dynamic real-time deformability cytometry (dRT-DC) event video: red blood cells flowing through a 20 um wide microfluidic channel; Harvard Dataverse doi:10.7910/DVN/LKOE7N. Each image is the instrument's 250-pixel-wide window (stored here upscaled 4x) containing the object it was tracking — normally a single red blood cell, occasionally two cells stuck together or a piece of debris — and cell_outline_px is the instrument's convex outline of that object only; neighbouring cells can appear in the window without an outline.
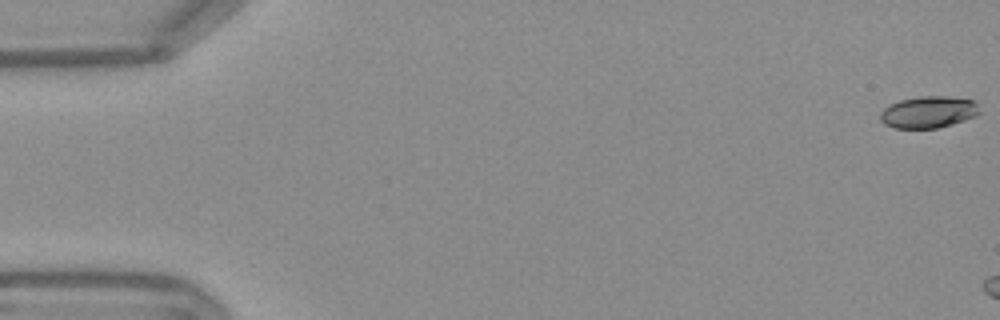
{"species": "Egyptian fruit bat (a non-hibernating species)", "species_latin": "Rousettus aegyptiacus", "temperature_condition": "warm", "stored_images_in_passage": 7, "camera_frame_rate_fps": 3000, "um_per_image_px": 0.085, "frame": {"image": 1, "passage_image": 1, "time_ms": 0.0, "image_size_px": [1000, 320], "cell_outline_px": [[980, 112], [976, 116], [952, 124], [936, 128], [892, 128], [884, 124], [880, 120], [880, 112], [888, 104], [900, 100], [916, 96], [948, 96], [976, 100]], "centroid_in_image_um": [78.91, 9.51], "position_along_channel_um": 6.1, "area_um2": 18.67}}